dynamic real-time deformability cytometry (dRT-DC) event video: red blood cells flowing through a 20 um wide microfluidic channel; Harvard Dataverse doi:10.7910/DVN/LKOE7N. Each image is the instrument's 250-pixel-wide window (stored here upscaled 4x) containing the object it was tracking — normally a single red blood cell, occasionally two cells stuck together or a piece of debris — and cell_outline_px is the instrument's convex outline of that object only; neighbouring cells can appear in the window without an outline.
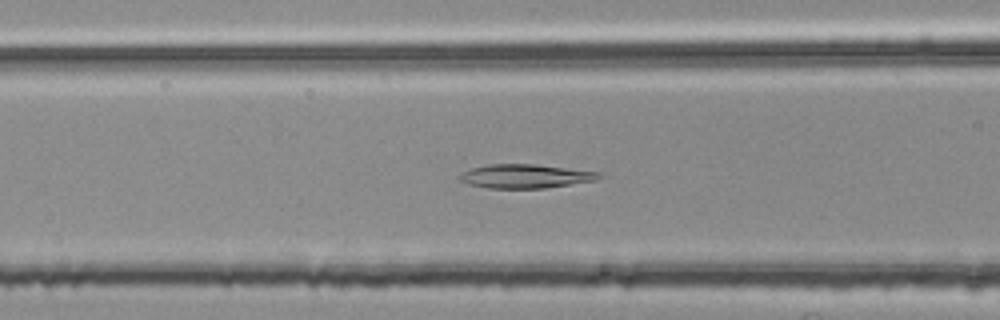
{"species": "common noctule bat (a hibernating species)", "species_latin": "Nyctalus noctula", "temperature_condition": "room temperature", "stored_images_in_passage": 42, "camera_frame_rate_fps": 3000, "um_per_image_px": 0.085, "animal": {"sex": "female", "body_mass_g": 25.1}, "frame": {"image": 1, "passage_image": 20, "time_ms": 6.333, "image_size_px": [1000, 320], "cell_outline_px": [[604, 176], [596, 180], [544, 188], [488, 188], [468, 184], [456, 180], [456, 176], [472, 168], [488, 164], [536, 164], [600, 172]], "centroid_in_image_um": [44.62, 14.97], "position_along_channel_um": 122.0, "area_um2": 19.48}}
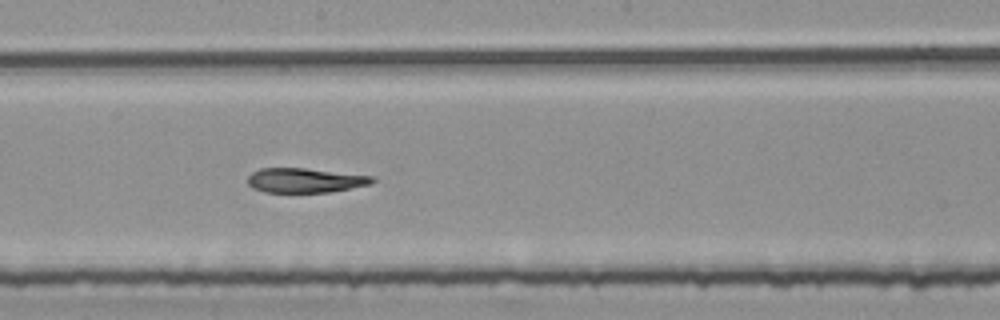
{"frame": {"image": 2, "passage_image": 28, "time_ms": 9.0, "image_size_px": [1000, 320], "cell_outline_px": [[376, 180], [372, 184], [328, 192], [264, 192], [252, 188], [248, 184], [248, 176], [252, 172], [260, 168], [304, 168], [372, 176]], "centroid_in_image_um": [25.9, 15.33], "position_along_channel_um": 222.3, "area_um2": 17.74}}
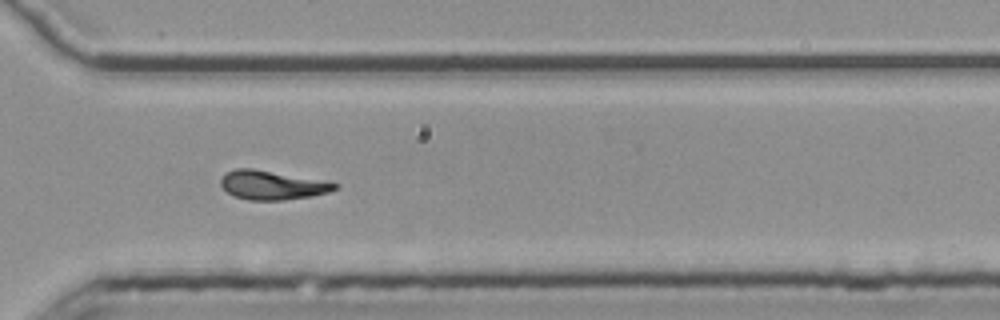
{"frame": {"image": 3, "passage_image": 38, "time_ms": 12.333, "image_size_px": [1000, 320], "cell_outline_px": [[340, 188], [328, 192], [312, 196], [284, 200], [248, 200], [232, 196], [220, 184], [220, 180], [224, 172], [236, 168], [252, 168], [324, 180], [340, 184]], "centroid_in_image_um": [23.14, 15.73], "position_along_channel_um": 347.5, "area_um2": 19.54}}